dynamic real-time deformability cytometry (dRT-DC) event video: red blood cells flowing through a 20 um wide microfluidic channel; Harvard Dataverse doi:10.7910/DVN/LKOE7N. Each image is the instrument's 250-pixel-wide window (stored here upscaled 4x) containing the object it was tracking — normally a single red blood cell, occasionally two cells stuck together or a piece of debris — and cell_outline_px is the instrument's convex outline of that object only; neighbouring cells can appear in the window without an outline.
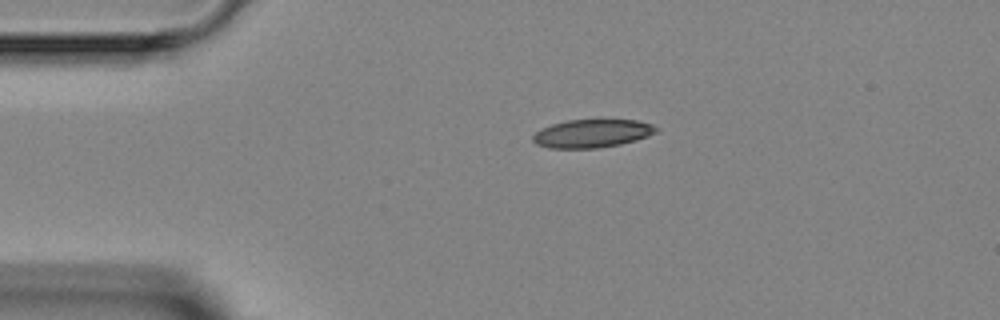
{"species": "Egyptian fruit bat (a non-hibernating species)", "species_latin": "Rousettus aegyptiacus", "temperature_condition": "room temperature", "stored_images_in_passage": 2, "camera_frame_rate_fps": 3000, "um_per_image_px": 0.085, "animal": {"sex": "female"}, "frame": {"image": 1, "passage_image": 1, "time_ms": 0.0, "image_size_px": [1000, 320], "cell_outline_px": [[660, 128], [656, 132], [648, 136], [636, 140], [620, 144], [596, 148], [548, 148], [536, 144], [532, 140], [532, 136], [540, 128], [552, 124], [568, 120], [636, 120], [652, 124]], "centroid_in_image_um": [50.32, 11.34], "position_along_channel_um": 34.7, "area_um2": 20.29}}